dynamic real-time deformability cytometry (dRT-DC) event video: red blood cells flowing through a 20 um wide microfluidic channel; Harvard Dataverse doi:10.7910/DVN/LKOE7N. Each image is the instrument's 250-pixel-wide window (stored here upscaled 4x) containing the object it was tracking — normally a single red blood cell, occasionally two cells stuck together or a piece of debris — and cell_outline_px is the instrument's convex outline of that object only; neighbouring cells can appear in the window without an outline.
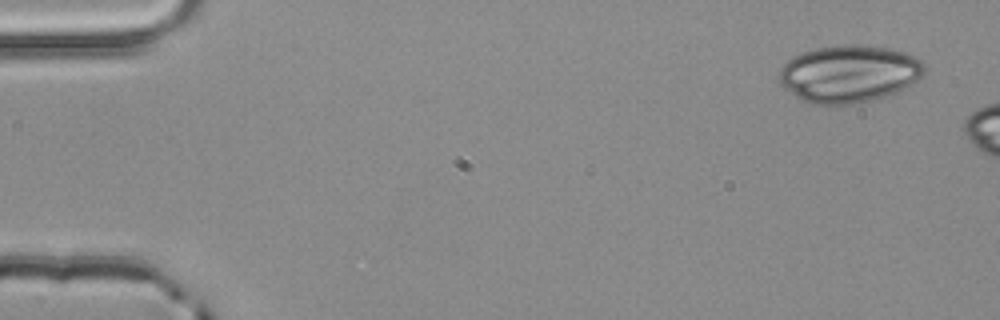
{"species": "common noctule bat (a hibernating species)", "species_latin": "Nyctalus noctula", "temperature_condition": "room temperature", "stored_images_in_passage": 2, "camera_frame_rate_fps": 3000, "um_per_image_px": 0.085, "animal": {"sex": "male", "body_mass_g": 20.4}, "frame": {"image": 1, "passage_image": 2, "time_ms": 0.333, "image_size_px": [1000, 320], "cell_outline_px": [[924, 72], [912, 84], [896, 92], [872, 100], [852, 104], [828, 108], [812, 104], [800, 100], [784, 88], [780, 84], [780, 68], [792, 56], [816, 48], [836, 44], [856, 44], [892, 48], [908, 52], [916, 56], [924, 64]], "centroid_in_image_um": [72.15, 6.28], "position_along_channel_um": 12.9, "area_um2": 49.42}}